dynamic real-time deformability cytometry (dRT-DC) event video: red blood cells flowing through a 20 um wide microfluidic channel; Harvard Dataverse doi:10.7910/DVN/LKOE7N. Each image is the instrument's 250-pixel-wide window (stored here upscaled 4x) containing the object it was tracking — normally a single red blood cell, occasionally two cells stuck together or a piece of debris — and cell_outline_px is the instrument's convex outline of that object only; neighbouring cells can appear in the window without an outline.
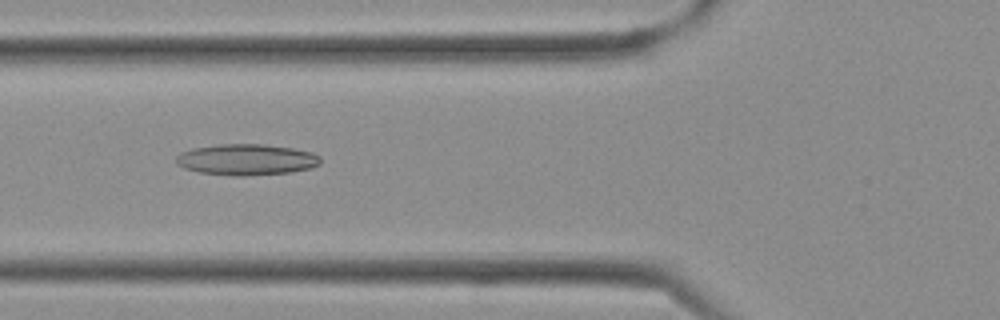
{"species": "Egyptian fruit bat (a non-hibernating species)", "species_latin": "Rousettus aegyptiacus", "temperature_condition": "cold", "stored_images_in_passage": 36, "camera_frame_rate_fps": 3000, "um_per_image_px": 0.085, "frame": {"image": 1, "passage_image": 13, "time_ms": 4.0, "image_size_px": [1000, 320], "cell_outline_px": [[320, 164], [312, 168], [292, 172], [244, 176], [232, 176], [200, 172], [184, 168], [176, 164], [176, 156], [180, 152], [192, 148], [220, 144], [264, 144], [292, 148], [312, 152], [320, 156]], "centroid_in_image_um": [20.95, 13.57], "position_along_channel_um": 104.8, "area_um2": 26.36}}
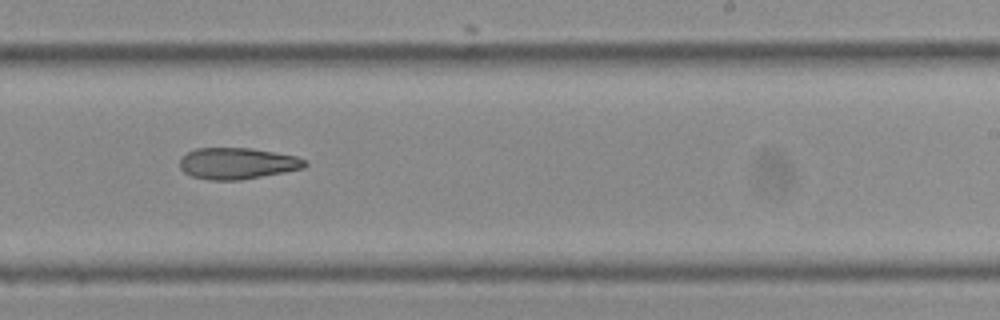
{"frame": {"image": 2, "passage_image": 22, "time_ms": 7.0, "image_size_px": [1000, 320], "cell_outline_px": [[308, 164], [304, 168], [284, 172], [240, 180], [208, 180], [192, 176], [184, 172], [180, 168], [180, 156], [196, 148], [252, 148], [296, 156], [308, 160]], "centroid_in_image_um": [20.17, 13.89], "position_along_channel_um": 268.8, "area_um2": 23.0}}
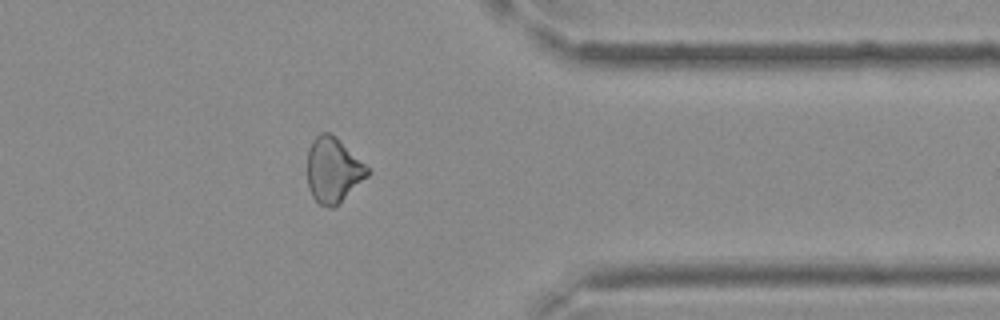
{"frame": {"image": 3, "passage_image": 29, "time_ms": 9.333, "image_size_px": [1000, 320], "cell_outline_px": [[372, 172], [368, 176], [332, 208], [328, 208], [320, 204], [312, 196], [308, 188], [308, 148], [312, 140], [320, 132], [328, 132], [336, 136]], "centroid_in_image_um": [28.3, 14.43], "position_along_channel_um": 383.1, "area_um2": 22.54}}